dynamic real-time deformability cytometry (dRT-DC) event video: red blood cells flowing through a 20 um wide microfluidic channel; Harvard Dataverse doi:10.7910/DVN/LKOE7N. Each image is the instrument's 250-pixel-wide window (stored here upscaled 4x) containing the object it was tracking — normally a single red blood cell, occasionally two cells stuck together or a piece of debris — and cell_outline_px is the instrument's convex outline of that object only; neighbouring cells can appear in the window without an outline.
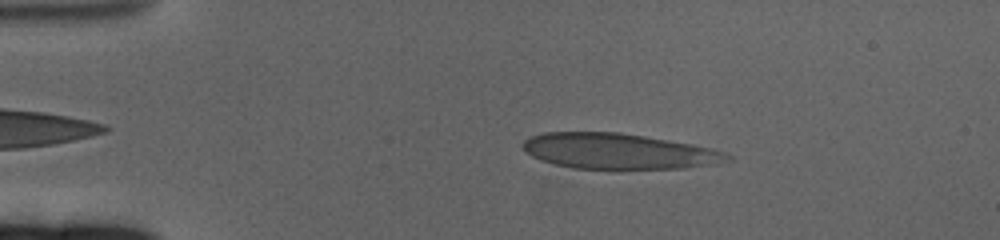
{"species": "human", "species_latin": "Homo sapiens", "temperature_condition": "cold", "stored_images_in_passage": 58, "camera_frame_rate_fps": 3000, "um_per_image_px": 0.085, "donor": {"sex": "female"}, "frame": {"image": 1, "passage_image": 9, "time_ms": 2.667, "image_size_px": [1000, 240], "cell_outline_px": [[720, 156], [700, 164], [680, 168], [572, 168], [556, 164], [532, 156], [524, 148], [524, 140], [532, 136], [544, 132], [620, 132], [692, 144], [708, 148], [720, 152]], "centroid_in_image_um": [52.28, 12.82], "position_along_channel_um": 32.7, "area_um2": 40.17}}
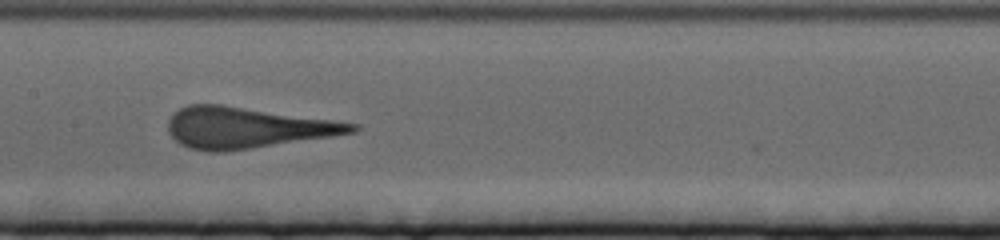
{"frame": {"image": 2, "passage_image": 28, "time_ms": 9.0, "image_size_px": [1000, 240], "cell_outline_px": [[360, 128], [356, 132], [228, 152], [204, 152], [188, 148], [180, 144], [168, 132], [168, 120], [180, 108], [188, 104], [220, 104], [360, 124]], "centroid_in_image_um": [20.94, 10.87], "position_along_channel_um": 186.5, "area_um2": 43.81}}
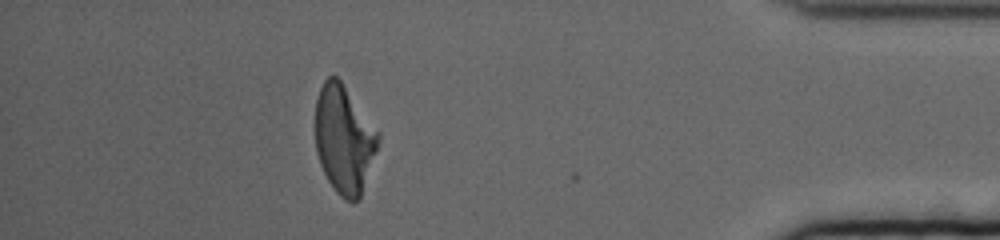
{"frame": {"image": 3, "passage_image": 52, "time_ms": 17.0, "image_size_px": [1000, 240], "cell_outline_px": [[380, 140], [360, 200], [352, 204], [344, 200], [336, 192], [328, 180], [320, 164], [316, 152], [316, 100], [320, 88], [324, 80], [328, 76], [336, 76], [340, 80], [380, 132]], "centroid_in_image_um": [29.26, 11.88], "position_along_channel_um": 405.9, "area_um2": 39.82}}